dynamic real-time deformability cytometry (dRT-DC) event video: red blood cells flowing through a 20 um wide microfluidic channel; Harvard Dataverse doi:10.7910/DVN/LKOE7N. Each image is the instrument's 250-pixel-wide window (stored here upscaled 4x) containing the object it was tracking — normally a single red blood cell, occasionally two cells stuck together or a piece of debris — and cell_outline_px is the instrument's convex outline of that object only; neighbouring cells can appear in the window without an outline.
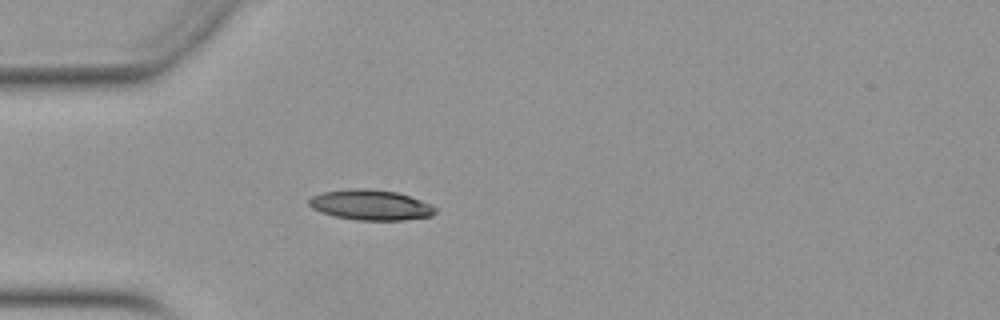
{"species": "Egyptian fruit bat (a non-hibernating species)", "species_latin": "Rousettus aegyptiacus", "temperature_condition": "warm", "stored_images_in_passage": 5, "camera_frame_rate_fps": 3000, "um_per_image_px": 0.085, "animal": {"sex": "female"}, "frame": {"image": 1, "passage_image": 1, "time_ms": 0.0, "image_size_px": [1000, 320], "cell_outline_px": [[436, 212], [432, 216], [404, 220], [356, 220], [336, 216], [320, 212], [312, 208], [308, 204], [308, 200], [312, 196], [324, 192], [356, 188], [368, 188], [396, 192], [420, 200], [436, 208]], "centroid_in_image_um": [31.49, 17.42], "position_along_channel_um": 53.5, "area_um2": 22.14}}
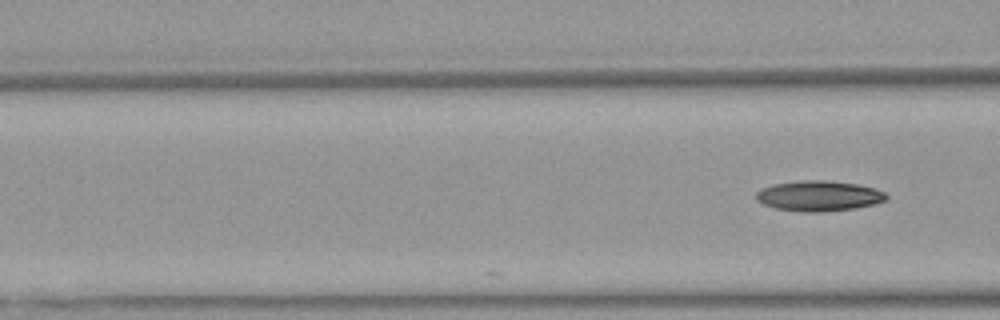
{"frame": {"image": 2, "passage_image": 5, "time_ms": 1.333, "image_size_px": [1000, 320], "cell_outline_px": [[888, 196], [884, 200], [876, 204], [856, 208], [824, 212], [804, 212], [776, 208], [764, 204], [756, 200], [756, 192], [772, 184], [800, 180], [828, 180], [856, 184], [876, 188], [884, 192]], "centroid_in_image_um": [69.62, 16.65], "position_along_channel_um": 97.0, "area_um2": 23.12}}